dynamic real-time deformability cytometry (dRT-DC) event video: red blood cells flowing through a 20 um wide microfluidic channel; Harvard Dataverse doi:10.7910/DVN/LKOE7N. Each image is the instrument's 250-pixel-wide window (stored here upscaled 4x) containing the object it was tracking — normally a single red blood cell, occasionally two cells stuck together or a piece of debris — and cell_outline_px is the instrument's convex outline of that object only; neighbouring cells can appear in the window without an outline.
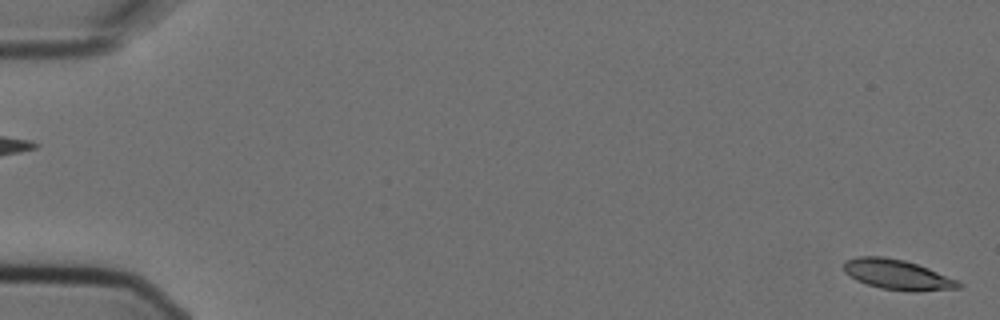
{"species": "Egyptian fruit bat (a non-hibernating species)", "species_latin": "Rousettus aegyptiacus", "temperature_condition": "cold", "stored_images_in_passage": 3, "segment_of_instrument_passage": [2, 2], "camera_frame_rate_fps": 3000, "um_per_image_px": 0.085, "animal": {"sex": "female"}, "frame": {"image": 1, "passage_image": 3, "time_ms": 0.667, "image_size_px": [1000, 320], "cell_outline_px": [[964, 284], [960, 288], [916, 292], [912, 292], [880, 288], [856, 280], [844, 272], [844, 260], [856, 256], [884, 256], [904, 260], [928, 268], [956, 280]], "centroid_in_image_um": [76.26, 23.34], "position_along_channel_um": 8.7, "area_um2": 20.17}}